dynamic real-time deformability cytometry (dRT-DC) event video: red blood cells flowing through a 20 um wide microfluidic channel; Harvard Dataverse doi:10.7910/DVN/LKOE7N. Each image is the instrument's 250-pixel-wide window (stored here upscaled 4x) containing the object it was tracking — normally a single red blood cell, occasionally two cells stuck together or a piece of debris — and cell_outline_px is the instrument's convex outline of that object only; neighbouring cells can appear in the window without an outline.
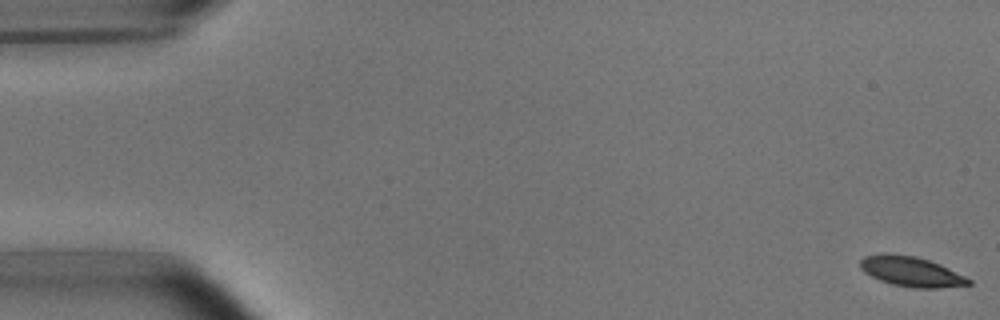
{"species": "common noctule bat (a hibernating species)", "species_latin": "Nyctalus noctula", "temperature_condition": "room temperature", "stored_images_in_passage": 54, "camera_frame_rate_fps": 3000, "um_per_image_px": 0.085, "animal": {"sex": "male", "body_mass_g": 15.6}, "frame": {"image": 1, "passage_image": 1, "time_ms": 0.0, "image_size_px": [1000, 320], "cell_outline_px": [[972, 284], [940, 288], [912, 288], [892, 284], [880, 280], [864, 272], [860, 268], [860, 260], [864, 256], [880, 252], [884, 252], [916, 256], [940, 264], [972, 280]], "centroid_in_image_um": [77.42, 23.07], "position_along_channel_um": 7.6, "area_um2": 19.07}}
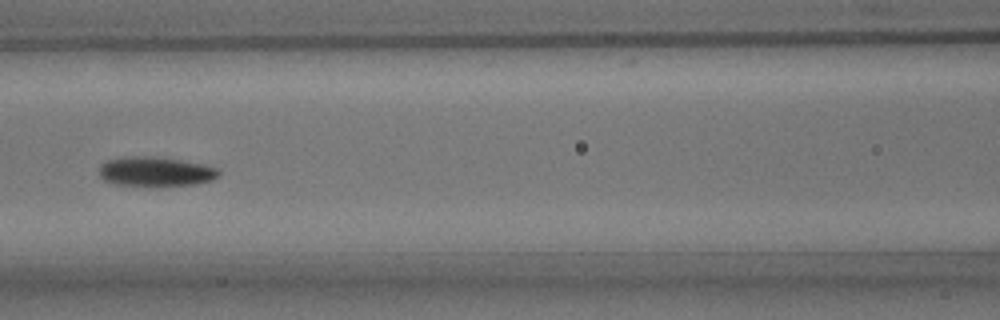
{"frame": {"image": 2, "passage_image": 24, "time_ms": 7.667, "image_size_px": [1000, 320], "cell_outline_px": [[220, 172], [212, 180], [196, 184], [116, 184], [104, 180], [100, 176], [100, 164], [104, 160], [120, 156], [152, 156], [180, 160], [200, 164], [216, 168]], "centroid_in_image_um": [13.15, 14.54], "position_along_channel_um": 153.5, "area_um2": 20.0}}
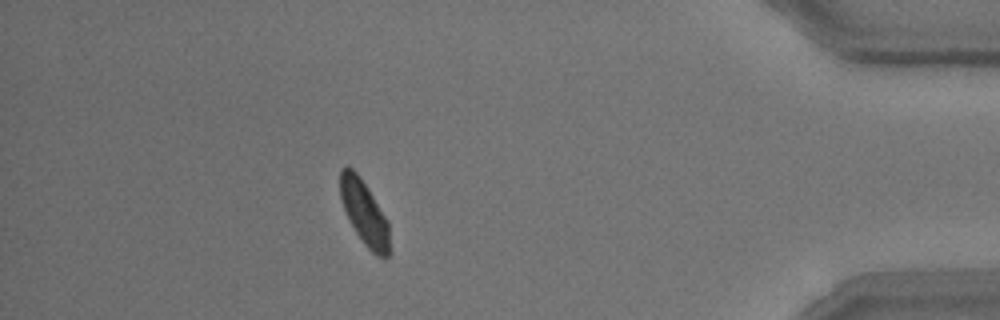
{"frame": {"image": 3, "passage_image": 48, "time_ms": 15.667, "image_size_px": [1000, 320], "cell_outline_px": [[388, 256], [384, 260], [376, 256], [364, 244], [356, 232], [344, 208], [340, 196], [340, 168], [348, 164], [360, 176], [368, 188], [388, 220]], "centroid_in_image_um": [30.96, 18.05], "position_along_channel_um": 404.2, "area_um2": 18.38}, "authors_computed_cell_mechanics": {"area_um2": 19.4786, "velocity_mm_per_s": 3.7145, "shape_relaxation_time_tau1_ms": 2.816, "shape_relaxation_time_tau2_ms": 2.9167, "deformation_change_tau1": 0.1128, "deformation_change_tau2": 0.0729}}